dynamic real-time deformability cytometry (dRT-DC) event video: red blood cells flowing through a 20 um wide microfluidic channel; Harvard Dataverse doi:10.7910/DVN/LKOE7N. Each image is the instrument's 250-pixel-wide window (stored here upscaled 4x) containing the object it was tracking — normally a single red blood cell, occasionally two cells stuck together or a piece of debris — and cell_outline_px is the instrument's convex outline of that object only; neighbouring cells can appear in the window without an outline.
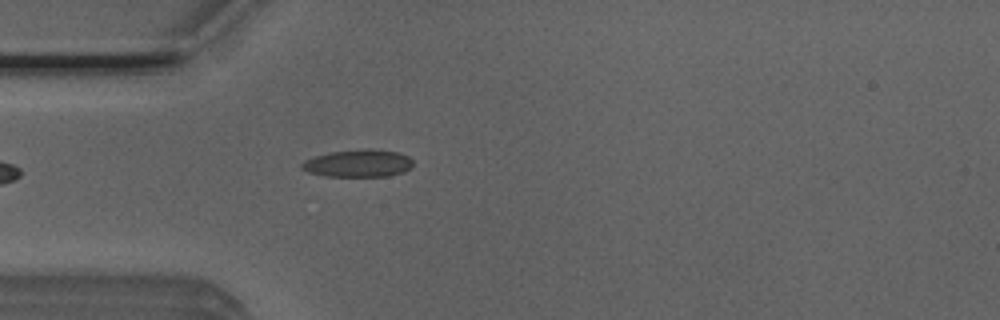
{"species": "Egyptian fruit bat (a non-hibernating species)", "species_latin": "Rousettus aegyptiacus", "temperature_condition": "room temperature", "stored_images_in_passage": 4, "camera_frame_rate_fps": 3000, "um_per_image_px": 0.085, "animal": {"sex": "male"}, "frame": {"image": 1, "passage_image": 4, "time_ms": 1.0, "image_size_px": [1000, 320], "cell_outline_px": [[412, 164], [404, 172], [388, 176], [324, 176], [308, 172], [300, 168], [300, 164], [304, 160], [316, 156], [332, 152], [364, 148], [372, 148], [396, 152], [408, 156], [412, 160]], "centroid_in_image_um": [30.42, 13.88], "position_along_channel_um": 54.6, "area_um2": 17.8}}